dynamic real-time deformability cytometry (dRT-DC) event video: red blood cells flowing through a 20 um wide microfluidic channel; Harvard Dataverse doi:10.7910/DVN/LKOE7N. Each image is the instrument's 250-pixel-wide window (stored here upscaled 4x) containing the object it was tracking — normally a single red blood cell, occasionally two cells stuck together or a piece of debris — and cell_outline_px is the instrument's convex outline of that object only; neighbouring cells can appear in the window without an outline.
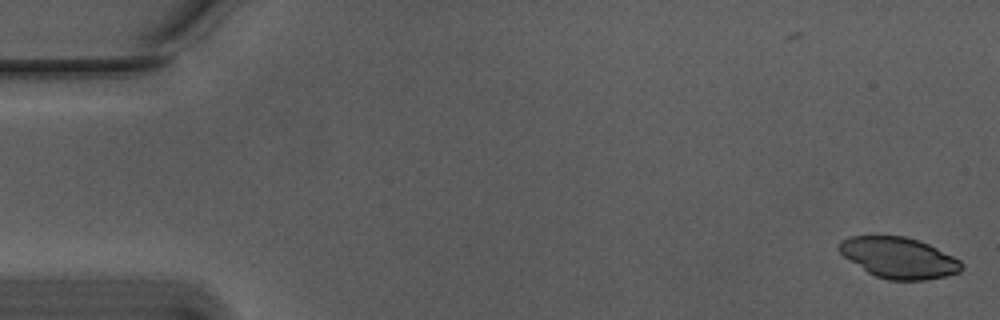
{"species": "Egyptian fruit bat (a non-hibernating species)", "species_latin": "Rousettus aegyptiacus", "temperature_condition": "warm", "stored_images_in_passage": 55, "segment_of_instrument_passage": [1, 2], "camera_frame_rate_fps": 3000, "um_per_image_px": 0.085, "animal": {"sex": "male"}, "frame": {"image": 1, "passage_image": 1, "time_ms": 0.0, "image_size_px": [1000, 320], "cell_outline_px": [[964, 268], [960, 272], [944, 276], [924, 280], [888, 280], [876, 276], [868, 272], [844, 256], [840, 252], [840, 240], [848, 236], [904, 236], [928, 244], [960, 260], [964, 264]], "centroid_in_image_um": [76.42, 21.91], "position_along_channel_um": 8.6, "area_um2": 28.84}}
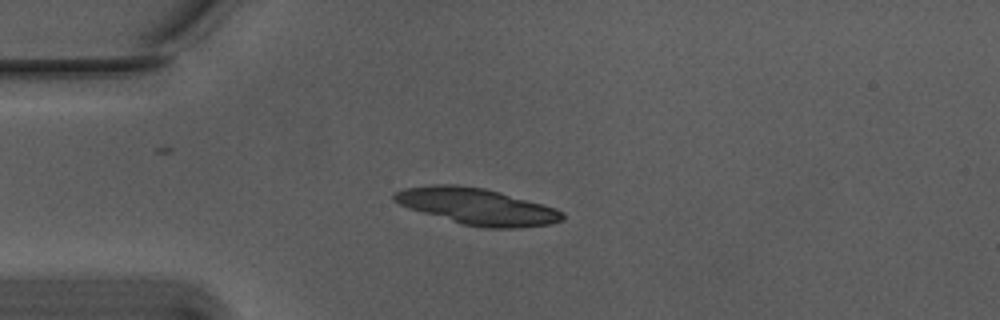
{"frame": {"image": 2, "passage_image": 14, "time_ms": 4.333, "image_size_px": [1000, 320], "cell_outline_px": [[564, 220], [548, 224], [516, 228], [484, 228], [464, 224], [408, 208], [392, 200], [392, 196], [396, 192], [404, 188], [432, 184], [456, 184], [484, 188], [500, 192], [544, 204], [556, 208], [564, 212]], "centroid_in_image_um": [40.56, 17.54], "position_along_channel_um": 44.4, "area_um2": 35.6}}